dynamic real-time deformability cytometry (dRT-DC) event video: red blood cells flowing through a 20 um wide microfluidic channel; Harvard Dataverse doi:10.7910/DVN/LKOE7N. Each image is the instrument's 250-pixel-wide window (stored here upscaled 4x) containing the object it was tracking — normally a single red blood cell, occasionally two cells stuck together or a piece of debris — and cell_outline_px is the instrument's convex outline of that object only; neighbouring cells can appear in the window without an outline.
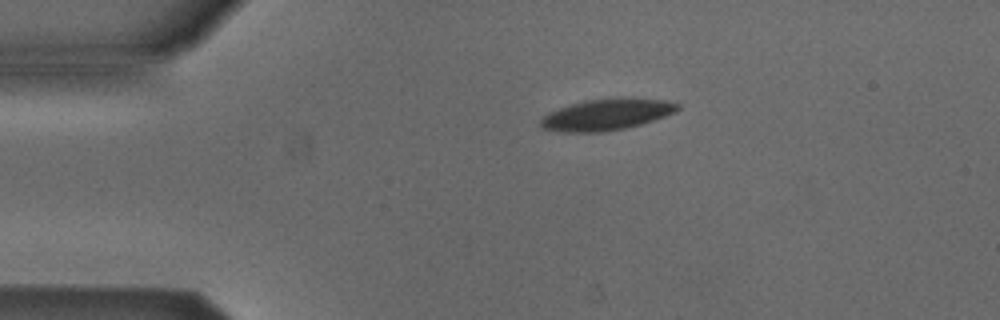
{"species": "Egyptian fruit bat (a non-hibernating species)", "species_latin": "Rousettus aegyptiacus", "temperature_condition": "cold", "stored_images_in_passage": 3, "camera_frame_rate_fps": 3000, "um_per_image_px": 0.085, "animal": {"sex": "male"}, "frame": {"image": 1, "passage_image": 1, "time_ms": 0.0, "image_size_px": [1000, 320], "cell_outline_px": [[680, 108], [676, 112], [640, 124], [624, 128], [600, 132], [560, 132], [540, 128], [540, 120], [548, 112], [584, 100], [620, 96], [628, 96], [668, 100], [680, 104]], "centroid_in_image_um": [51.59, 9.7], "position_along_channel_um": 33.4, "area_um2": 25.43}}